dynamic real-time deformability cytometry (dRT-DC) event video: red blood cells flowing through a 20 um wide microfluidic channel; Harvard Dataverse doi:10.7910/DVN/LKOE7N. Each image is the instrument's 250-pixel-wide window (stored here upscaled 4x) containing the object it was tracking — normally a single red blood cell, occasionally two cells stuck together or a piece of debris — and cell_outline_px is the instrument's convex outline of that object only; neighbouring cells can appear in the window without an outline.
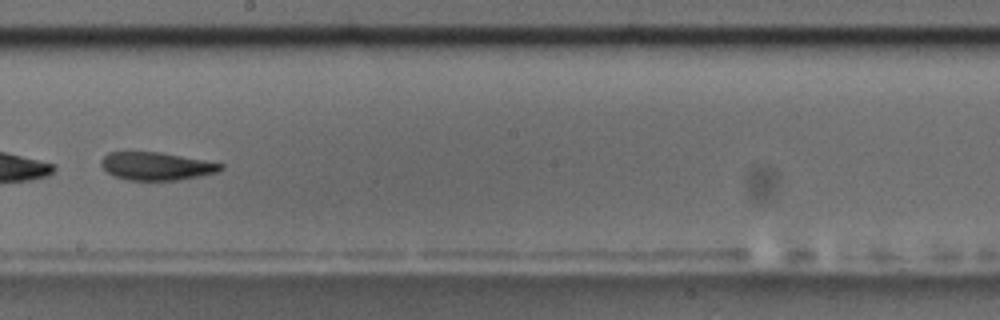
{"species": "common noctule bat (a hibernating species)", "species_latin": "Nyctalus noctula", "temperature_condition": "room temperature", "stored_images_in_passage": 9, "camera_frame_rate_fps": 3000, "um_per_image_px": 0.085, "animal": {"sex": "male", "body_mass_g": 17.5, "forearm_length_mm": 52.3}, "frame": {"image": 1, "passage_image": 9, "time_ms": 9.333, "image_size_px": [1000, 320], "cell_outline_px": [[224, 168], [216, 172], [200, 176], [176, 180], [128, 180], [116, 176], [108, 172], [100, 164], [100, 160], [108, 152], [128, 148], [160, 152], [204, 160], [224, 164]], "centroid_in_image_um": [13.21, 14.07], "position_along_channel_um": 235.0, "area_um2": 20.06}}